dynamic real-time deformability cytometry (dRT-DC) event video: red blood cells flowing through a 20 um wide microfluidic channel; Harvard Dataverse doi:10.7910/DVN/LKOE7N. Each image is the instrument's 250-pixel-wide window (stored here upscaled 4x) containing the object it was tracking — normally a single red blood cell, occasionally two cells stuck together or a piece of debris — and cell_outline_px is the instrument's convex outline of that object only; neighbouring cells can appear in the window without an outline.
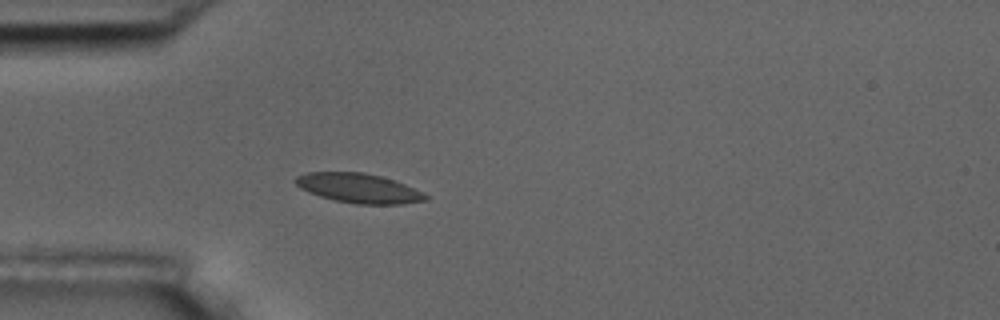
{"species": "common noctule bat (a hibernating species)", "species_latin": "Nyctalus noctula", "temperature_condition": "room temperature", "stored_images_in_passage": 41, "camera_frame_rate_fps": 3000, "um_per_image_px": 0.085, "animal": {"sex": "male", "body_mass_g": 17.5, "forearm_length_mm": 52.3}, "frame": {"image": 1, "passage_image": 1, "time_ms": 0.0, "image_size_px": [1000, 320], "cell_outline_px": [[428, 200], [404, 204], [356, 204], [336, 200], [320, 196], [308, 192], [300, 188], [292, 180], [296, 176], [308, 172], [364, 172], [380, 176], [404, 184], [428, 196]], "centroid_in_image_um": [30.44, 15.99], "position_along_channel_um": 54.6, "area_um2": 22.2}}
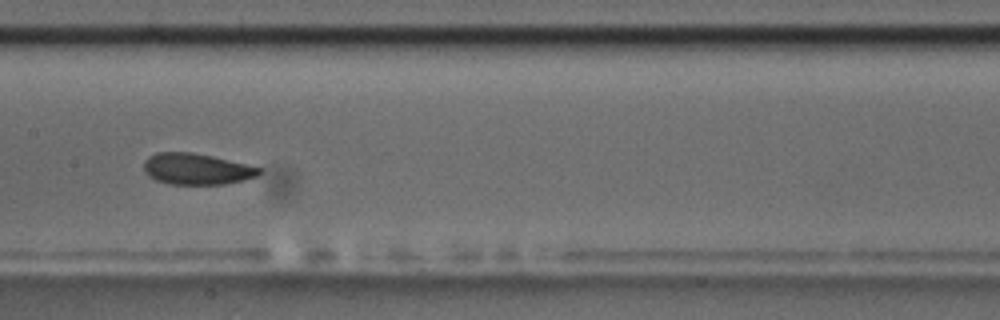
{"frame": {"image": 2, "passage_image": 13, "time_ms": 4.0, "image_size_px": [1000, 320], "cell_outline_px": [[264, 172], [256, 176], [244, 180], [224, 184], [168, 184], [156, 180], [148, 176], [144, 168], [144, 160], [148, 156], [156, 152], [192, 152], [212, 156], [264, 168]], "centroid_in_image_um": [16.73, 14.36], "position_along_channel_um": 190.7, "area_um2": 21.15}}
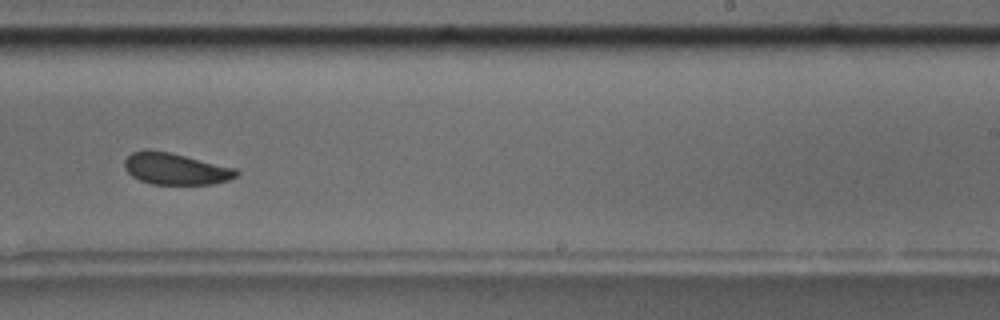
{"frame": {"image": 3, "passage_image": 20, "time_ms": 6.333, "image_size_px": [1000, 320], "cell_outline_px": [[240, 172], [236, 176], [228, 180], [212, 184], [152, 184], [140, 180], [132, 176], [124, 168], [124, 160], [132, 152], [144, 148], [168, 152], [236, 168]], "centroid_in_image_um": [14.89, 14.34], "position_along_channel_um": 274.1, "area_um2": 20.58}, "authors_computed_cell_mechanics": {"area_um2": 21.3282, "velocity_mm_per_s": 3.5799, "shape_relaxation_time_tau1_ms": 2.5439, "shape_relaxation_time_tau2_ms": 1.6703, "deformation_change_tau1": 0.0746, "deformation_change_tau2": 0.0489}}